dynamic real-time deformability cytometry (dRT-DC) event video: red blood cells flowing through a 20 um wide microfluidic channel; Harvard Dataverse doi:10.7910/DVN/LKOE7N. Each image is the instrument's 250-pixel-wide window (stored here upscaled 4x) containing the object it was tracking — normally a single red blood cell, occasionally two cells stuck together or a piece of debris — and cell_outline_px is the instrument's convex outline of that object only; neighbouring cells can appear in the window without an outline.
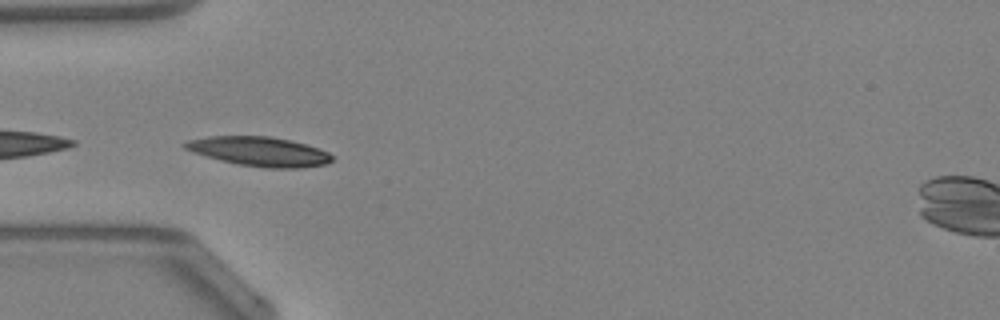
{"species": "Egyptian fruit bat (a non-hibernating species)", "species_latin": "Rousettus aegyptiacus", "temperature_condition": "warm", "stored_images_in_passage": 3, "camera_frame_rate_fps": 3000, "um_per_image_px": 0.085, "animal": {"sex": "female"}, "frame": {"image": 1, "passage_image": 1, "time_ms": 0.0, "image_size_px": [1000, 320], "cell_outline_px": [[332, 160], [324, 164], [300, 168], [264, 168], [236, 164], [220, 160], [184, 148], [180, 144], [188, 140], [208, 136], [272, 136], [304, 144], [328, 152], [332, 156]], "centroid_in_image_um": [22.01, 12.87], "position_along_channel_um": 63.0, "area_um2": 24.91}}